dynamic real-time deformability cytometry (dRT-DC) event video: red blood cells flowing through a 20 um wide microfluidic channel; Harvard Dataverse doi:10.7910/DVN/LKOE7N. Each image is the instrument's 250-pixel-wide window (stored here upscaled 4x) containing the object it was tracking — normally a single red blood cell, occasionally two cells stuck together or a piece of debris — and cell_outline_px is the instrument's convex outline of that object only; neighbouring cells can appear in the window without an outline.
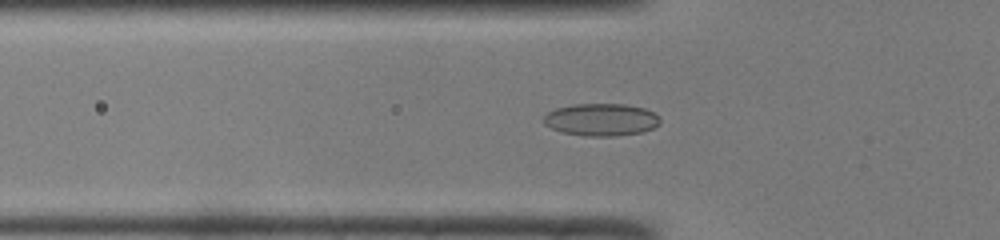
{"species": "common noctule bat (a hibernating species)", "species_latin": "Nyctalus noctula", "temperature_condition": "room temperature", "stored_images_in_passage": 52, "camera_frame_rate_fps": 3000, "um_per_image_px": 0.085, "animal": {"sex": "male", "body_mass_g": 19.0, "forearm_length_mm": 50.8}, "frame": {"image": 1, "passage_image": 18, "time_ms": 5.667, "image_size_px": [1000, 240], "cell_outline_px": [[660, 124], [644, 132], [616, 136], [584, 136], [560, 132], [544, 124], [544, 116], [548, 112], [556, 108], [572, 104], [624, 104], [644, 108], [660, 116]], "centroid_in_image_um": [51.11, 10.17], "position_along_channel_um": 74.7, "area_um2": 22.14}}
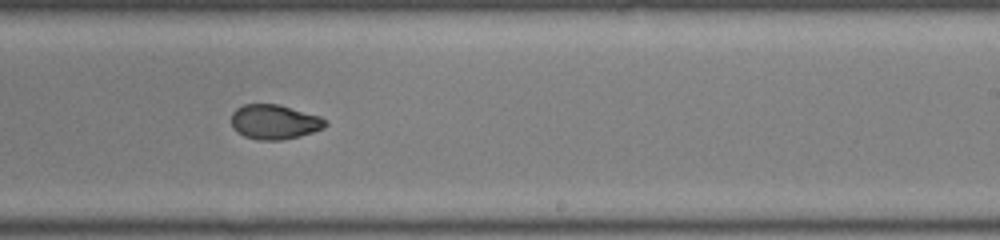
{"frame": {"image": 2, "passage_image": 32, "time_ms": 10.333, "image_size_px": [1000, 240], "cell_outline_px": [[328, 124], [324, 128], [300, 136], [280, 140], [256, 140], [244, 136], [236, 132], [232, 128], [232, 112], [236, 108], [244, 104], [276, 104], [320, 116], [328, 120]], "centroid_in_image_um": [23.32, 10.37], "position_along_channel_um": 265.7, "area_um2": 19.07}}
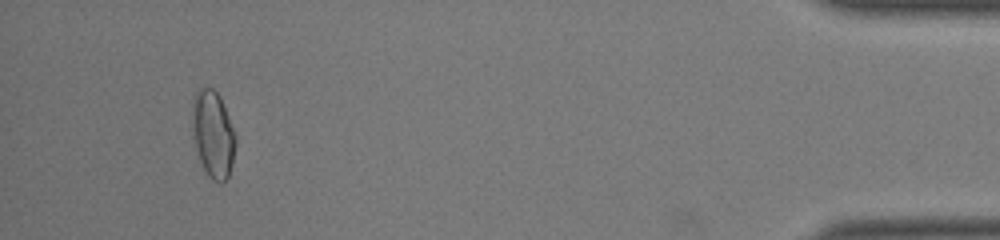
{"frame": {"image": 3, "passage_image": 48, "time_ms": 15.667, "image_size_px": [1000, 240], "cell_outline_px": [[236, 144], [232, 164], [228, 176], [224, 180], [212, 180], [208, 176], [200, 160], [196, 148], [192, 132], [192, 100], [196, 88], [212, 88], [220, 96], [236, 136]], "centroid_in_image_um": [18.09, 11.35], "position_along_channel_um": 417.1, "area_um2": 21.85}}